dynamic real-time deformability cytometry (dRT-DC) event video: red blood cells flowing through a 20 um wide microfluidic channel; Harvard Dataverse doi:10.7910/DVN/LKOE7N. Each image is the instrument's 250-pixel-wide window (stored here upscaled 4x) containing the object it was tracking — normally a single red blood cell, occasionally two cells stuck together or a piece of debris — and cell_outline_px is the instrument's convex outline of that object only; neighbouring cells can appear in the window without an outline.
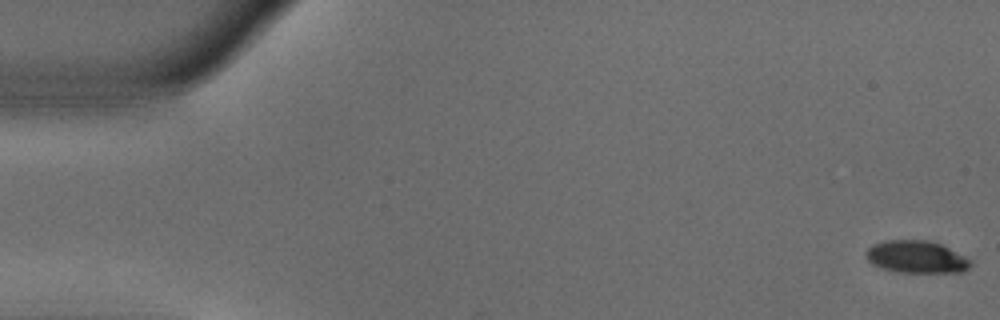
{"species": "common noctule bat (a hibernating species)", "species_latin": "Nyctalus noctula", "temperature_condition": "warm", "stored_images_in_passage": 53, "camera_frame_rate_fps": 3000, "um_per_image_px": 0.085, "animal": {"sex": "male", "body_mass_g": 18.8}, "frame": {"image": 1, "passage_image": 1, "time_ms": 0.0, "image_size_px": [1000, 320], "cell_outline_px": [[972, 264], [964, 272], [900, 272], [884, 268], [872, 264], [864, 256], [864, 252], [872, 244], [884, 240], [928, 240], [940, 244], [972, 260]], "centroid_in_image_um": [77.87, 21.83], "position_along_channel_um": 7.1, "area_um2": 19.71}}
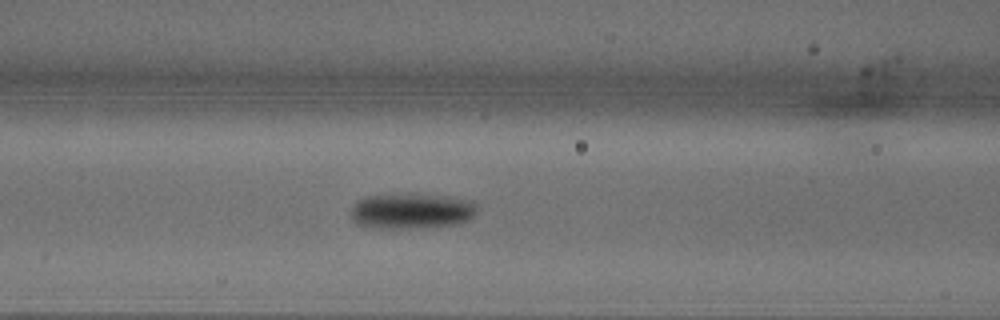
{"frame": {"image": 2, "passage_image": 22, "time_ms": 7.0, "image_size_px": [1000, 320], "cell_outline_px": [[476, 212], [468, 220], [460, 224], [412, 228], [372, 228], [360, 224], [352, 216], [352, 204], [368, 196], [416, 192], [420, 192], [448, 196], [472, 200], [476, 204]], "centroid_in_image_um": [35.04, 17.9], "position_along_channel_um": 131.6, "area_um2": 26.53}}
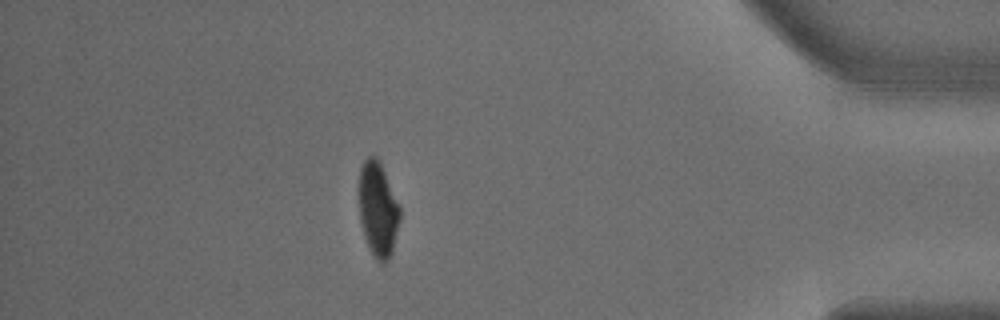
{"frame": {"image": 3, "passage_image": 47, "time_ms": 15.333, "image_size_px": [1000, 320], "cell_outline_px": [[400, 220], [392, 252], [388, 260], [384, 264], [380, 264], [376, 260], [364, 236], [360, 220], [360, 168], [364, 160], [368, 156], [376, 156], [380, 160], [400, 208]], "centroid_in_image_um": [32.14, 17.8], "position_along_channel_um": 403.1, "area_um2": 22.43}, "authors_computed_cell_mechanics": {"area_um2": 23.2934, "velocity_mm_per_s": 3.7882, "shape_relaxation_time_tau1_ms": 2.4764, "shape_relaxation_time_tau2_ms": 1.7586, "deformation_change_tau1": 0.1655, "deformation_change_tau2": 0.048}}